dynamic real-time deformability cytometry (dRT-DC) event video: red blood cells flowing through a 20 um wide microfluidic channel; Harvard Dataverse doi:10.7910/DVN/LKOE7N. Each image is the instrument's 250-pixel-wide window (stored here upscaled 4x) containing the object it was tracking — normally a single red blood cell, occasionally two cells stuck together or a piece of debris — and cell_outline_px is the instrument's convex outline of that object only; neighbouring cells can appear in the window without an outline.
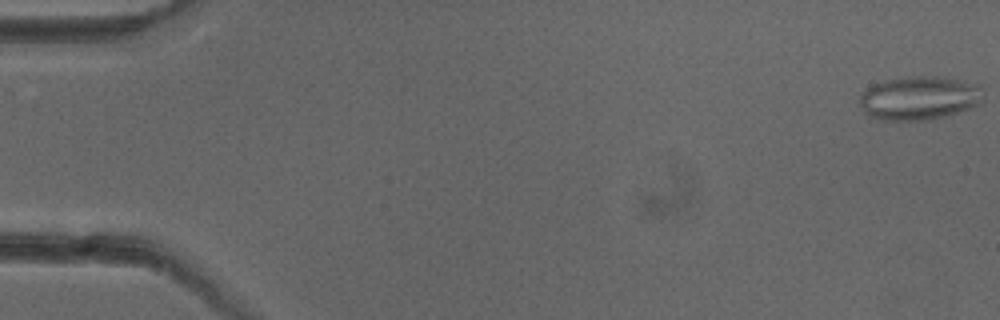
{"species": "common noctule bat (a hibernating species)", "species_latin": "Nyctalus noctula", "temperature_condition": "cold", "stored_images_in_passage": 52, "camera_frame_rate_fps": 3000, "um_per_image_px": 0.085, "animal": {"sex": "female"}, "frame": {"image": 1, "passage_image": 1, "time_ms": 0.0, "image_size_px": [1000, 320], "cell_outline_px": [[984, 100], [980, 104], [944, 116], [928, 120], [880, 120], [868, 116], [864, 112], [860, 104], [860, 96], [864, 88], [872, 84], [884, 80], [908, 76], [944, 76], [984, 84]], "centroid_in_image_um": [78.18, 8.3], "position_along_channel_um": 6.8, "area_um2": 32.31}}
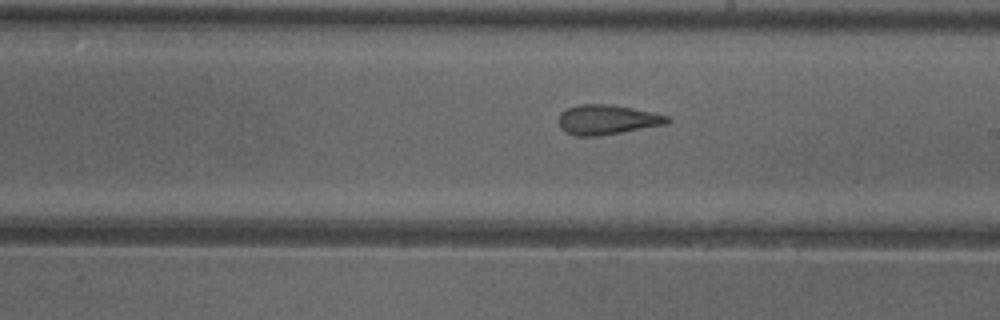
{"frame": {"image": 2, "passage_image": 30, "time_ms": 9.667, "image_size_px": [1000, 320], "cell_outline_px": [[672, 120], [668, 124], [596, 136], [576, 136], [560, 128], [560, 112], [568, 108], [580, 104], [616, 104], [652, 112], [668, 116]], "centroid_in_image_um": [51.64, 10.15], "position_along_channel_um": 237.4, "area_um2": 18.79}}
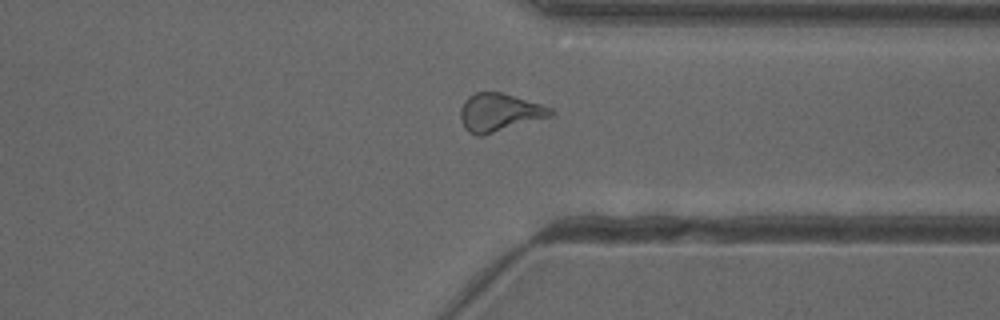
{"frame": {"image": 3, "passage_image": 40, "time_ms": 13.0, "image_size_px": [1000, 320], "cell_outline_px": [[556, 112], [552, 116], [484, 136], [476, 136], [468, 132], [464, 128], [460, 120], [460, 108], [464, 100], [468, 96], [476, 92], [500, 92], [540, 104], [552, 108]], "centroid_in_image_um": [42.42, 9.58], "position_along_channel_um": 369.0, "area_um2": 20.23}, "authors_computed_cell_mechanics": {"area_um2": 20.4901, "velocity_mm_per_s": 3.9803, "shape_relaxation_time_tau1_ms": null, "shape_relaxation_time_tau2_ms": 2.2658, "deformation_change_tau1": null, "deformation_change_tau2": 0.1107}}